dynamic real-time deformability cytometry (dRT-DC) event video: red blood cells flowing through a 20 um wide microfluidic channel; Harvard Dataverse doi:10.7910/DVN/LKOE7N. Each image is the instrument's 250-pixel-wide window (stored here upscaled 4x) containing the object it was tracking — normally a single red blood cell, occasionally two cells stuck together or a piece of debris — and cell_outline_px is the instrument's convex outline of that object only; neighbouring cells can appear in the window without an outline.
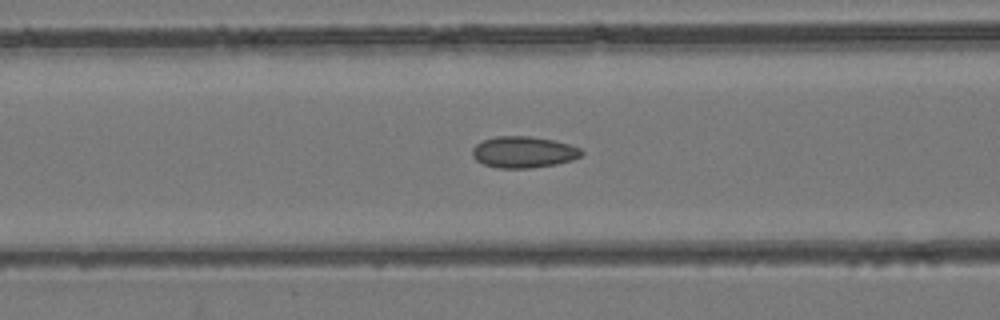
{"species": "common noctule bat (a hibernating species)", "species_latin": "Nyctalus noctula", "temperature_condition": "room temperature", "stored_images_in_passage": 49, "segment_of_instrument_passage": [1, 2], "camera_frame_rate_fps": 3000, "um_per_image_px": 0.085, "animal": {"sex": "female", "body_mass_g": 24.6, "forearm_length_mm": 56.2}, "frame": {"image": 1, "passage_image": 20, "time_ms": 6.333, "image_size_px": [1000, 320], "cell_outline_px": [[584, 152], [580, 156], [572, 160], [556, 164], [528, 168], [496, 168], [484, 164], [476, 160], [472, 156], [472, 148], [476, 144], [484, 140], [496, 136], [532, 136], [552, 140], [568, 144], [580, 148]], "centroid_in_image_um": [44.48, 12.93], "position_along_channel_um": 122.1, "area_um2": 19.94}}
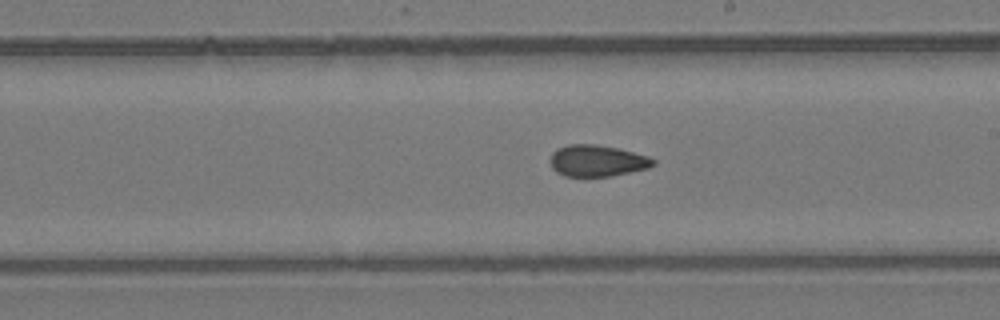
{"frame": {"image": 2, "passage_image": 28, "time_ms": 9.0, "image_size_px": [1000, 320], "cell_outline_px": [[656, 164], [648, 168], [612, 176], [564, 176], [556, 172], [552, 168], [552, 152], [556, 148], [568, 144], [596, 144], [616, 148], [648, 156], [656, 160]], "centroid_in_image_um": [50.76, 13.66], "position_along_channel_um": 238.2, "area_um2": 18.84}}
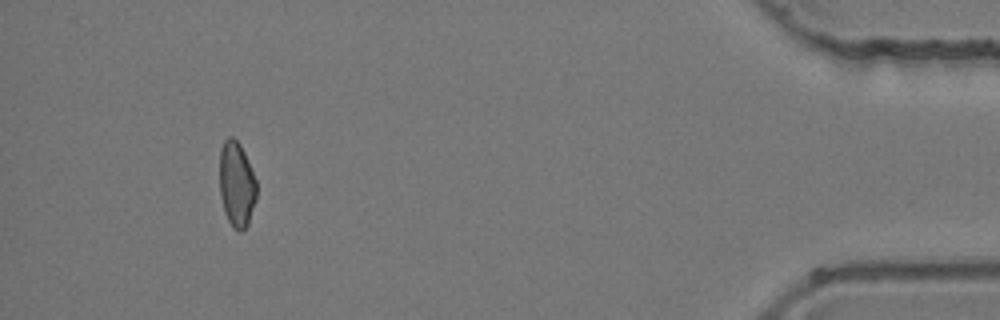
{"frame": {"image": 3, "passage_image": 45, "time_ms": 14.667, "image_size_px": [1000, 320], "cell_outline_px": [[256, 200], [248, 224], [240, 232], [228, 220], [224, 212], [220, 196], [220, 148], [224, 140], [228, 136], [232, 136], [240, 144], [244, 152], [256, 180]], "centroid_in_image_um": [20.1, 15.64], "position_along_channel_um": 415.1, "area_um2": 18.32}}